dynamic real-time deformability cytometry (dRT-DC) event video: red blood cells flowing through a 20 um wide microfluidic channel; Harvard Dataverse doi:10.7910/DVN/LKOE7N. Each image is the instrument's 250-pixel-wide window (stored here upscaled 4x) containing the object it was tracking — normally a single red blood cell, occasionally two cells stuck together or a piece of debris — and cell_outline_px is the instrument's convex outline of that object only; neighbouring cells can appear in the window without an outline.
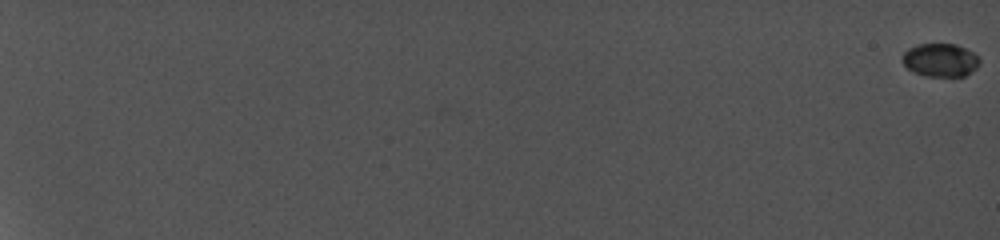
{"species": "common noctule bat (a hibernating species)", "species_latin": "Nyctalus noctula", "temperature_condition": "cold", "stored_images_in_passage": 97, "camera_frame_rate_fps": 5000, "um_per_image_px": 0.085, "animal": {"sex": "female", "body_mass_g": 19.0, "forearm_length_mm": 56.7}, "frame": {"image": 1, "passage_image": 1, "time_ms": 0.0, "image_size_px": [1000, 240], "cell_outline_px": [[980, 64], [976, 68], [964, 76], [924, 76], [912, 72], [900, 60], [900, 56], [908, 48], [920, 44], [956, 44], [972, 52], [980, 60]], "centroid_in_image_um": [79.88, 5.11], "position_along_channel_um": 5.1, "area_um2": 15.03}}
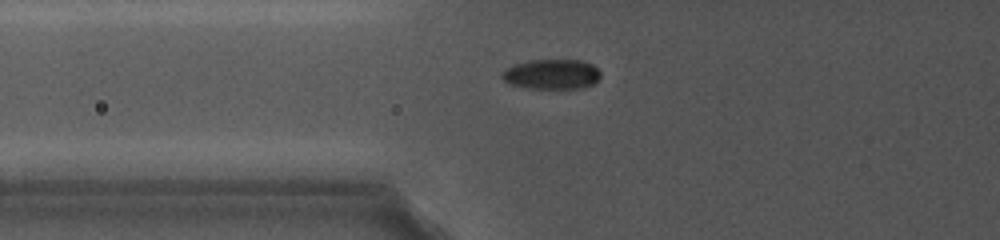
{"frame": {"image": 2, "passage_image": 50, "time_ms": 9.8, "image_size_px": [1000, 240], "cell_outline_px": [[600, 76], [592, 84], [584, 88], [528, 88], [512, 84], [504, 80], [500, 76], [500, 72], [504, 68], [512, 64], [528, 60], [580, 60], [592, 64], [600, 72]], "centroid_in_image_um": [46.84, 6.29], "position_along_channel_um": 79.0, "area_um2": 17.28}}
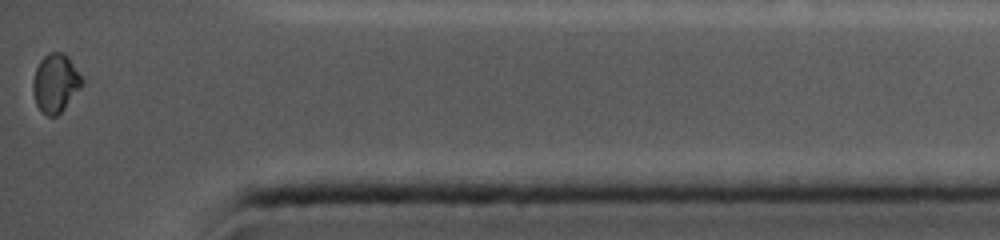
{"frame": {"image": 3, "passage_image": 97, "time_ms": 19.2, "image_size_px": [1000, 240], "cell_outline_px": [[84, 84], [64, 108], [56, 116], [48, 116], [36, 104], [32, 92], [32, 80], [36, 68], [40, 60], [48, 52], [64, 52], [68, 56], [84, 80]], "centroid_in_image_um": [4.72, 7.03], "position_along_channel_um": 430.5, "area_um2": 16.76}, "authors_computed_cell_mechanics": {"area_um2": 16.6464, "velocity_mm_per_s": 3.8695, "shape_relaxation_time_tau1_ms": 8.8122, "shape_relaxation_time_tau2_ms": 1.7317, "deformation_change_tau1": 0.182, "deformation_change_tau2": 0.0238}}